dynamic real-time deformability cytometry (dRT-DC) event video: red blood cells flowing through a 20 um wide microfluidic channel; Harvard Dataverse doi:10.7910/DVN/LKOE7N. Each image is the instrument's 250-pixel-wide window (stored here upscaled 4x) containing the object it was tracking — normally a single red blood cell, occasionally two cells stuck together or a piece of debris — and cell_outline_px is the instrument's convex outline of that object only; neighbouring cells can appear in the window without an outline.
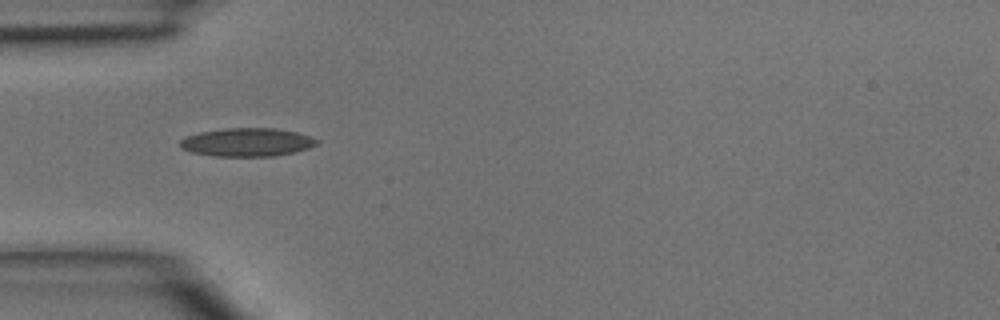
{"species": "common noctule bat (a hibernating species)", "species_latin": "Nyctalus noctula", "temperature_condition": "room temperature", "stored_images_in_passage": 5, "camera_frame_rate_fps": 3000, "um_per_image_px": 0.085, "animal": {"sex": "male", "body_mass_g": 15.6}, "frame": {"image": 1, "passage_image": 3, "time_ms": 0.667, "image_size_px": [1000, 320], "cell_outline_px": [[320, 144], [296, 152], [272, 156], [212, 156], [192, 152], [180, 148], [180, 140], [188, 136], [200, 132], [224, 128], [276, 128], [296, 132], [312, 136], [320, 140]], "centroid_in_image_um": [21.05, 12.09], "position_along_channel_um": 63.9, "area_um2": 22.77}}
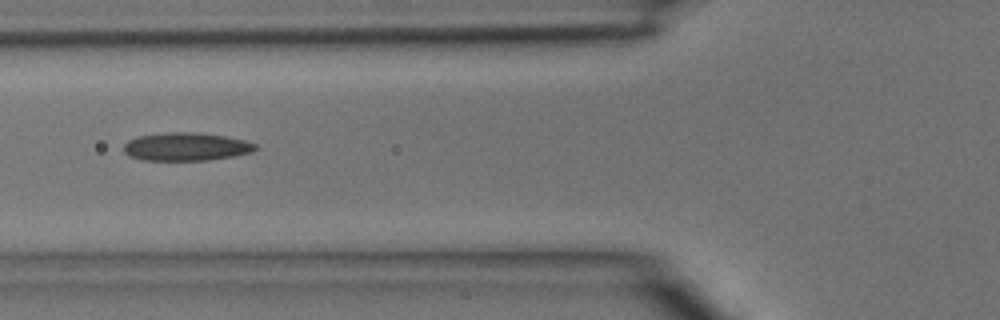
{"frame": {"image": 2, "passage_image": 4, "time_ms": 1.0, "image_size_px": [1000, 320], "cell_outline_px": [[256, 148], [252, 152], [236, 156], [208, 160], [144, 160], [128, 156], [124, 152], [124, 144], [128, 140], [136, 136], [164, 132], [200, 132], [224, 136], [244, 140], [256, 144]], "centroid_in_image_um": [15.8, 12.46], "position_along_channel_um": 110.0, "area_um2": 21.79}}
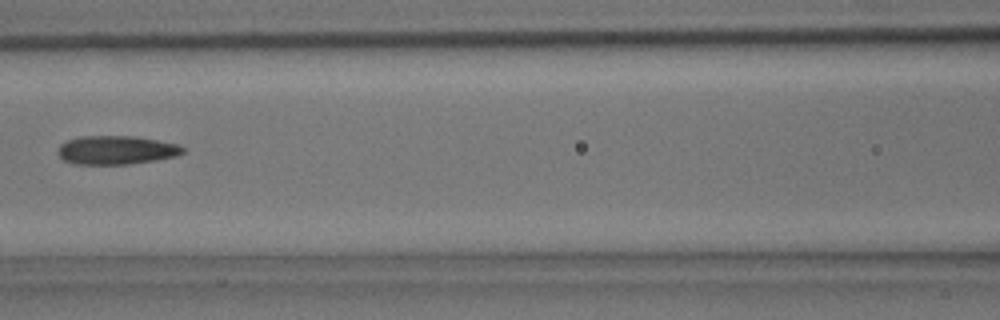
{"frame": {"image": 3, "passage_image": 5, "time_ms": 1.333, "image_size_px": [1000, 320], "cell_outline_px": [[184, 152], [176, 156], [156, 160], [128, 164], [76, 164], [64, 160], [56, 152], [60, 144], [68, 140], [80, 136], [132, 136], [156, 140], [176, 144], [184, 148]], "centroid_in_image_um": [9.85, 12.76], "position_along_channel_um": 156.7, "area_um2": 20.75}}